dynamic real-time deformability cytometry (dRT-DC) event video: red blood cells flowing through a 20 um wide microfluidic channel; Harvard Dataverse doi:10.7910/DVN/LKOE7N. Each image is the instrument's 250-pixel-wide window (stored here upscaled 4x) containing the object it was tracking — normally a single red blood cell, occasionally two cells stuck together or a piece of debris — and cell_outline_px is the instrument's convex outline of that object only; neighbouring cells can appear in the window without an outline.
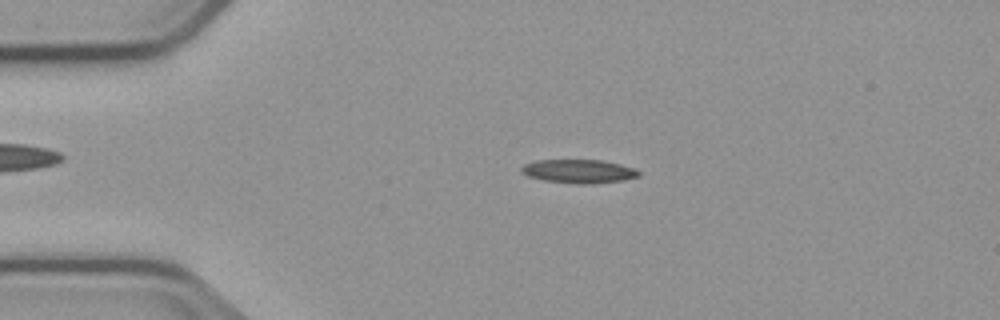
{"species": "common noctule bat (a hibernating species)", "species_latin": "Nyctalus noctula", "temperature_condition": "cold", "stored_images_in_passage": 54, "camera_frame_rate_fps": 3000, "um_per_image_px": 0.085, "animal": {"sex": "male", "body_mass_g": 23.1, "forearm_length_mm": 52.7}, "frame": {"image": 1, "passage_image": 11, "time_ms": 3.333, "image_size_px": [1000, 320], "cell_outline_px": [[640, 176], [624, 180], [592, 184], [580, 184], [544, 180], [528, 176], [520, 172], [520, 168], [524, 164], [536, 160], [604, 160], [620, 164], [632, 168], [640, 172]], "centroid_in_image_um": [49.19, 14.56], "position_along_channel_um": 35.8, "area_um2": 16.18}}
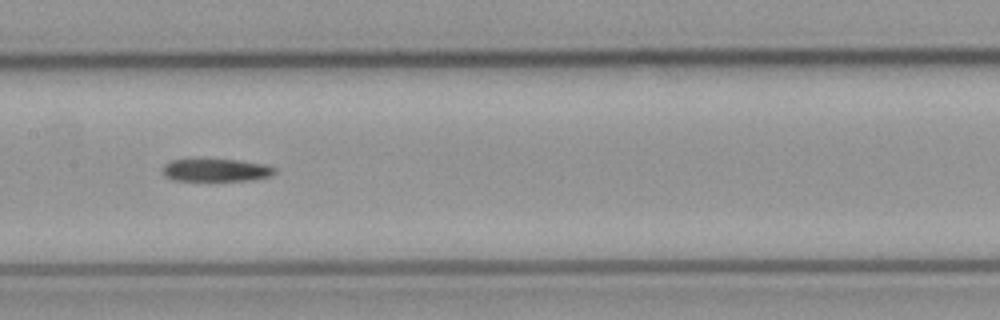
{"frame": {"image": 2, "passage_image": 26, "time_ms": 8.333, "image_size_px": [1000, 320], "cell_outline_px": [[276, 172], [272, 176], [252, 180], [172, 180], [164, 176], [164, 164], [172, 160], [236, 160], [264, 164], [276, 168]], "centroid_in_image_um": [18.4, 14.47], "position_along_channel_um": 189.0, "area_um2": 14.57}}
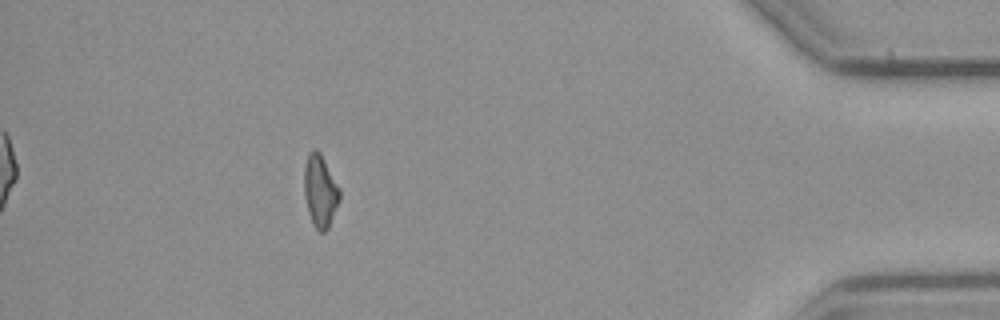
{"frame": {"image": 3, "passage_image": 48, "time_ms": 15.667, "image_size_px": [1000, 320], "cell_outline_px": [[340, 200], [328, 228], [324, 232], [320, 232], [312, 224], [308, 212], [304, 196], [304, 164], [308, 152], [312, 148], [316, 148], [320, 152], [340, 188]], "centroid_in_image_um": [27.2, 16.2], "position_along_channel_um": 408.0, "area_um2": 15.2}, "authors_computed_cell_mechanics": {"area_um2": 15.5482, "velocity_mm_per_s": 3.7639, "shape_relaxation_time_tau1_ms": null, "shape_relaxation_time_tau2_ms": 9.9812, "deformation_change_tau1": null, "deformation_change_tau2": 0.2423}}